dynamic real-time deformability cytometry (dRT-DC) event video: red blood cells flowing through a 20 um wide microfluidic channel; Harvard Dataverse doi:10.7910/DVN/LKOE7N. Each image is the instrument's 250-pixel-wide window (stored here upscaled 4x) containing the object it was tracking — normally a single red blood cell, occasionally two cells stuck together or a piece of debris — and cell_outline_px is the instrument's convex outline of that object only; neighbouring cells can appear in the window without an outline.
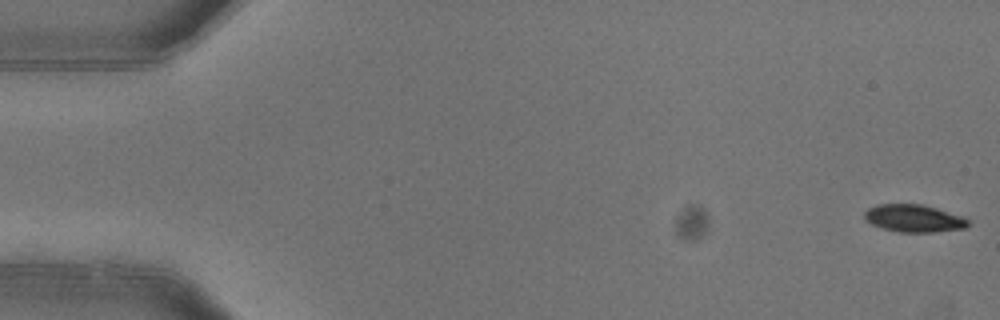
{"species": "common noctule bat (a hibernating species)", "species_latin": "Nyctalus noctula", "temperature_condition": "warm", "stored_images_in_passage": 4, "segment_of_instrument_passage": [2, 2], "camera_frame_rate_fps": 3000, "um_per_image_px": 0.085, "animal": {"sex": "female"}, "frame": {"image": 1, "passage_image": 4, "time_ms": 1.0, "image_size_px": [1000, 320], "cell_outline_px": [[968, 224], [964, 228], [932, 232], [900, 232], [884, 228], [872, 224], [864, 220], [864, 212], [868, 208], [876, 204], [924, 204], [964, 216], [968, 220]], "centroid_in_image_um": [77.66, 18.54], "position_along_channel_um": 7.3, "area_um2": 16.65}}